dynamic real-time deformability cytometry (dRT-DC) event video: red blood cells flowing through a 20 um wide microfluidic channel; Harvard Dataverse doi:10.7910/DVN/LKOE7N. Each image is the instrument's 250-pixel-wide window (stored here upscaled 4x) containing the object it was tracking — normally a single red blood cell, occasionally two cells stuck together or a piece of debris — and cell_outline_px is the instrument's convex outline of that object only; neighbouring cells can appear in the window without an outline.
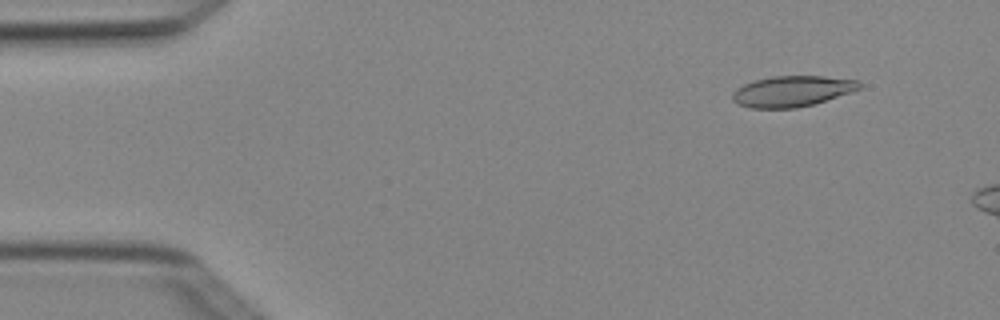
{"species": "Egyptian fruit bat (a non-hibernating species)", "species_latin": "Rousettus aegyptiacus", "temperature_condition": "cold", "stored_images_in_passage": 5, "camera_frame_rate_fps": 3000, "um_per_image_px": 0.085, "animal": {"sex": "female"}, "frame": {"image": 1, "passage_image": 5, "time_ms": 1.333, "image_size_px": [1000, 320], "cell_outline_px": [[860, 88], [852, 92], [816, 104], [796, 108], [748, 108], [736, 104], [732, 100], [732, 92], [736, 88], [744, 84], [756, 80], [772, 76], [824, 76], [860, 80]], "centroid_in_image_um": [67.32, 7.76], "position_along_channel_um": 17.7, "area_um2": 23.06}}